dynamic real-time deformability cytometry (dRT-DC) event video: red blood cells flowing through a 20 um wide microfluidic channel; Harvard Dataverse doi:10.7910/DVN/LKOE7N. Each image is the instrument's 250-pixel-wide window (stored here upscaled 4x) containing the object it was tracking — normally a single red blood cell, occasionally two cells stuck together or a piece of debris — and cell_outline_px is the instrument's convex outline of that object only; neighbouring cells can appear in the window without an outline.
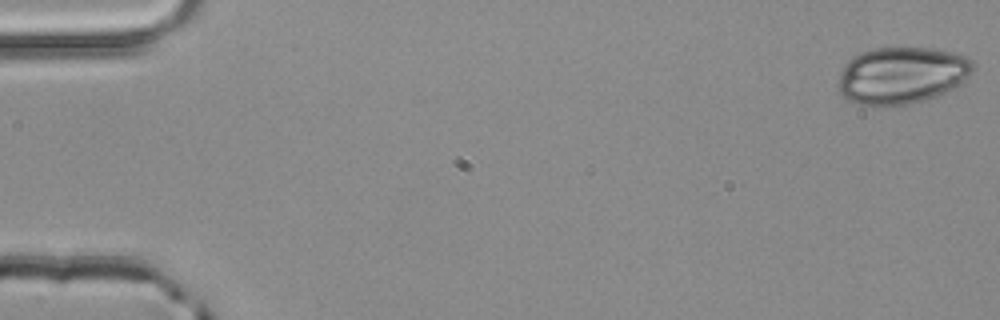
{"species": "common noctule bat (a hibernating species)", "species_latin": "Nyctalus noctula", "temperature_condition": "room temperature", "stored_images_in_passage": 3, "camera_frame_rate_fps": 3000, "um_per_image_px": 0.085, "animal": {"sex": "male", "body_mass_g": 20.4}, "frame": {"image": 1, "passage_image": 1, "time_ms": 0.0, "image_size_px": [1000, 320], "cell_outline_px": [[972, 72], [964, 80], [952, 88], [936, 96], [924, 100], [908, 104], [888, 108], [884, 108], [860, 104], [848, 100], [836, 88], [836, 84], [840, 72], [844, 64], [848, 60], [860, 52], [872, 48], [932, 48], [952, 52], [968, 56], [972, 60]], "centroid_in_image_um": [76.59, 6.42], "position_along_channel_um": 8.4, "area_um2": 45.26}}